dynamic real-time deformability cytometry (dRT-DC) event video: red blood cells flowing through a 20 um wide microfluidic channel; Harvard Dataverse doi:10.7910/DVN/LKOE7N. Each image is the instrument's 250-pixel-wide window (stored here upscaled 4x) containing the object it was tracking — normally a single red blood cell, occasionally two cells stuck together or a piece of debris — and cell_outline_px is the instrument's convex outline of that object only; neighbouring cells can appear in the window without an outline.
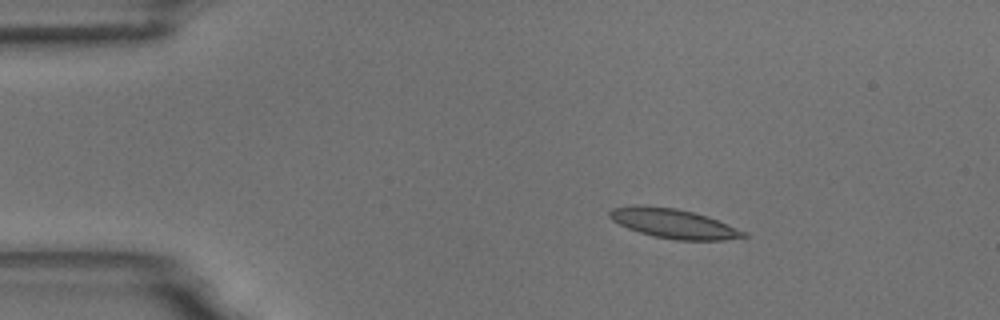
{"species": "common noctule bat (a hibernating species)", "species_latin": "Nyctalus noctula", "temperature_condition": "room temperature", "stored_images_in_passage": 5, "camera_frame_rate_fps": 3000, "um_per_image_px": 0.085, "animal": {"sex": "male", "body_mass_g": 18.8}, "frame": {"image": 1, "passage_image": 3, "time_ms": 2.333, "image_size_px": [1000, 320], "cell_outline_px": [[748, 236], [724, 240], [676, 240], [652, 236], [628, 228], [612, 220], [608, 216], [608, 212], [612, 208], [636, 204], [676, 208], [708, 216], [748, 232]], "centroid_in_image_um": [57.25, 18.99], "position_along_channel_um": 27.7, "area_um2": 23.12}}
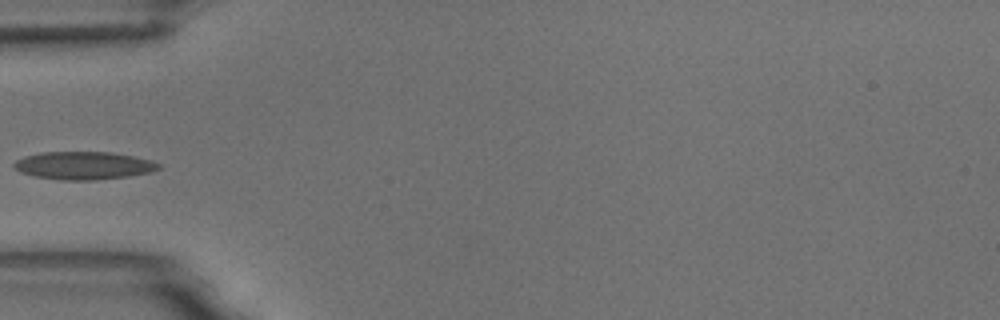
{"frame": {"image": 2, "passage_image": 5, "time_ms": 5.333, "image_size_px": [1000, 320], "cell_outline_px": [[160, 168], [148, 172], [128, 176], [96, 180], [60, 180], [36, 176], [20, 172], [12, 168], [12, 164], [16, 160], [24, 156], [40, 152], [112, 152], [152, 160], [160, 164]], "centroid_in_image_um": [7.06, 14.06], "position_along_channel_um": 77.9, "area_um2": 23.52}}